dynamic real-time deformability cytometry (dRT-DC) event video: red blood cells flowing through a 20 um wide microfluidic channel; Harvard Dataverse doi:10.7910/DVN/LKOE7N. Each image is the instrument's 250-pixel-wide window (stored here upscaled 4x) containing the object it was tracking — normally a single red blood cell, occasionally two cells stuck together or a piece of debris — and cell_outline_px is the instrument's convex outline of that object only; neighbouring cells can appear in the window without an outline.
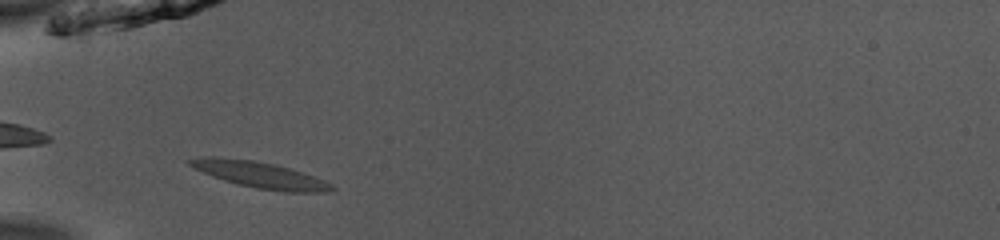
{"species": "common noctule bat (a hibernating species)", "species_latin": "Nyctalus noctula", "temperature_condition": "room temperature", "stored_images_in_passage": 29, "camera_frame_rate_fps": 3000, "um_per_image_px": 0.085, "animal": {"sex": "male", "body_mass_g": 13.0, "forearm_length_mm": 53.1}, "frame": {"image": 1, "passage_image": 2, "time_ms": 0.333, "image_size_px": [1000, 240], "cell_outline_px": [[336, 188], [328, 192], [284, 192], [256, 188], [236, 184], [212, 176], [188, 164], [184, 160], [204, 156], [216, 156], [252, 160], [272, 164], [288, 168], [324, 180], [332, 184]], "centroid_in_image_um": [22.06, 14.86], "position_along_channel_um": 62.9, "area_um2": 21.5}}
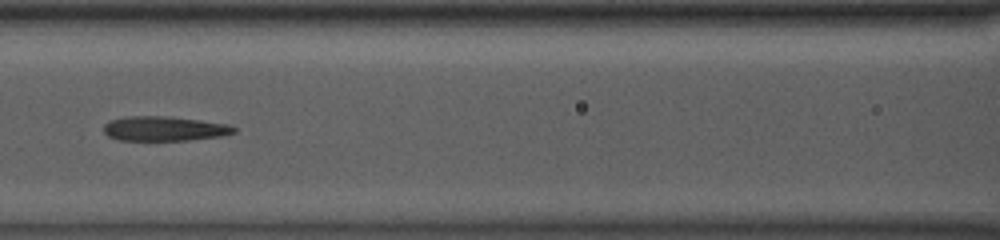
{"frame": {"image": 2, "passage_image": 9, "time_ms": 2.667, "image_size_px": [1000, 240], "cell_outline_px": [[236, 132], [220, 136], [188, 140], [120, 140], [108, 136], [104, 132], [104, 124], [108, 120], [124, 116], [164, 116], [200, 120], [228, 124], [236, 128]], "centroid_in_image_um": [13.93, 10.92], "position_along_channel_um": 152.7, "area_um2": 18.67}}
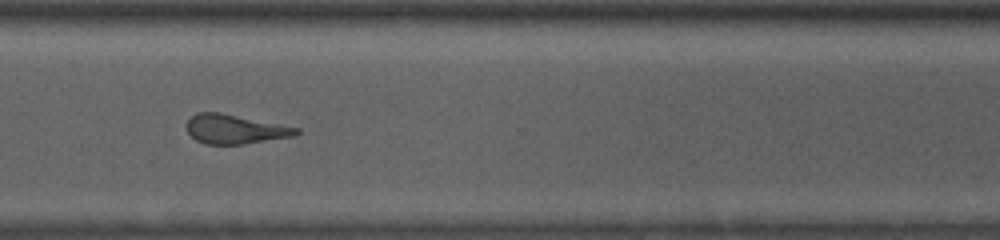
{"frame": {"image": 3, "passage_image": 24, "time_ms": 7.667, "image_size_px": [1000, 240], "cell_outline_px": [[300, 132], [296, 136], [244, 144], [204, 144], [196, 140], [188, 132], [184, 124], [196, 112], [220, 112], [300, 128]], "centroid_in_image_um": [19.97, 10.98], "position_along_channel_um": 350.6, "area_um2": 18.84}, "authors_computed_cell_mechanics": {"area_um2": 19.0162, "velocity_mm_per_s": 3.966, "shape_relaxation_time_tau1_ms": 5.8228, "shape_relaxation_time_tau2_ms": 4.9861, "deformation_change_tau1": 0.1923, "deformation_change_tau2": 0.1359}}